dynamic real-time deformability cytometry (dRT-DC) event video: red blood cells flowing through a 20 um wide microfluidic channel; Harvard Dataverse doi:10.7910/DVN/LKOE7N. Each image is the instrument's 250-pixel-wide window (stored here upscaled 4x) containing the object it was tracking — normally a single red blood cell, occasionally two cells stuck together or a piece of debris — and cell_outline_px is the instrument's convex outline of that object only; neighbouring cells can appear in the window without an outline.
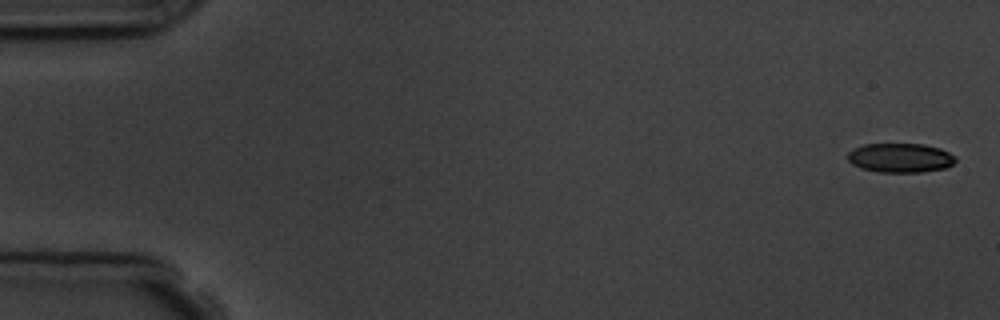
{"species": "common noctule bat (a hibernating species)", "species_latin": "Nyctalus noctula", "temperature_condition": "room temperature", "stored_images_in_passage": 3, "camera_frame_rate_fps": 3000, "um_per_image_px": 0.085, "animal": {"sex": "male", "body_mass_g": 19.5, "forearm_length_mm": 54.6}, "frame": {"image": 1, "passage_image": 1, "time_ms": 0.0, "image_size_px": [1000, 320], "cell_outline_px": [[956, 160], [952, 164], [944, 168], [924, 172], [880, 172], [860, 168], [852, 164], [848, 160], [848, 152], [852, 148], [864, 144], [924, 144], [940, 148], [956, 156]], "centroid_in_image_um": [76.51, 13.41], "position_along_channel_um": 8.5, "area_um2": 18.5}}